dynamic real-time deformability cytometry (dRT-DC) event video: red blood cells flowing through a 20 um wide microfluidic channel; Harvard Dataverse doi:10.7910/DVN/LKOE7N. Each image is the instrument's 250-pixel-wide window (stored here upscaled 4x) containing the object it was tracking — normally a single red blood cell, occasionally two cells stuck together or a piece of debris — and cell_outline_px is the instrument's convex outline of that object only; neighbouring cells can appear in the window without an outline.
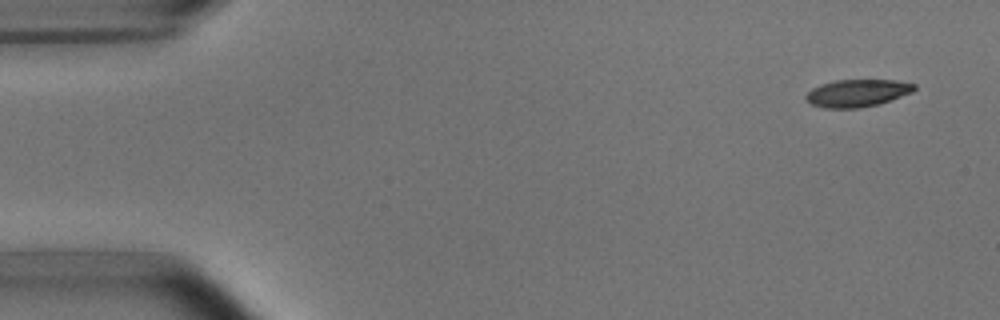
{"species": "common noctule bat (a hibernating species)", "species_latin": "Nyctalus noctula", "temperature_condition": "room temperature", "stored_images_in_passage": 7, "camera_frame_rate_fps": 3000, "um_per_image_px": 0.085, "animal": {"sex": "male", "body_mass_g": 15.6}, "frame": {"image": 1, "passage_image": 1, "time_ms": 0.0, "image_size_px": [1000, 320], "cell_outline_px": [[916, 88], [912, 92], [880, 104], [860, 108], [824, 108], [812, 104], [804, 100], [804, 96], [812, 88], [820, 84], [836, 80], [896, 80], [916, 84]], "centroid_in_image_um": [72.85, 7.91], "position_along_channel_um": 12.1, "area_um2": 17.46}}
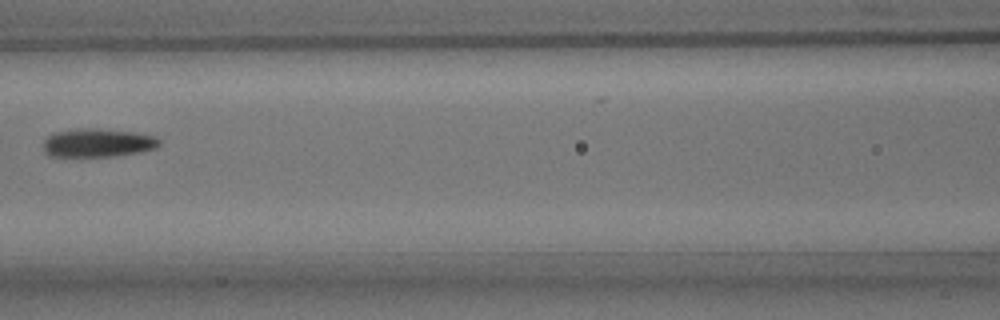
{"frame": {"image": 2, "passage_image": 6, "time_ms": 7.0, "image_size_px": [1000, 320], "cell_outline_px": [[160, 144], [156, 148], [140, 152], [116, 156], [48, 156], [44, 152], [44, 140], [48, 136], [56, 132], [84, 128], [92, 128], [132, 132], [156, 136], [160, 140]], "centroid_in_image_um": [8.32, 12.15], "position_along_channel_um": 158.3, "area_um2": 19.13}}
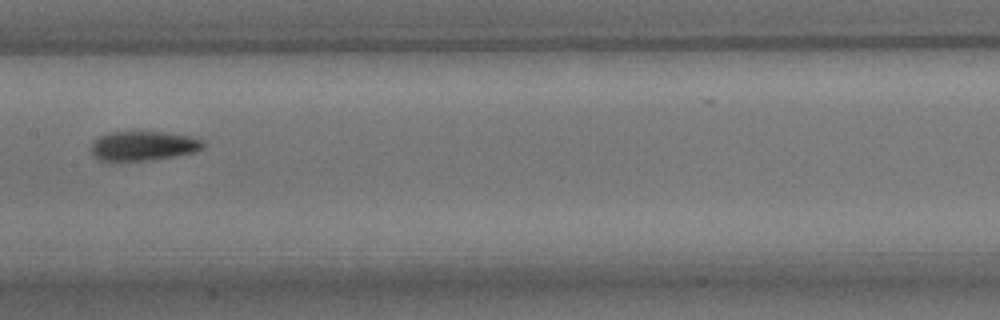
{"frame": {"image": 3, "passage_image": 7, "time_ms": 8.0, "image_size_px": [1000, 320], "cell_outline_px": [[204, 148], [196, 152], [176, 156], [152, 160], [112, 164], [100, 160], [92, 156], [92, 144], [100, 136], [108, 132], [160, 132], [192, 136], [204, 140]], "centroid_in_image_um": [12.17, 12.45], "position_along_channel_um": 195.2, "area_um2": 19.94}}